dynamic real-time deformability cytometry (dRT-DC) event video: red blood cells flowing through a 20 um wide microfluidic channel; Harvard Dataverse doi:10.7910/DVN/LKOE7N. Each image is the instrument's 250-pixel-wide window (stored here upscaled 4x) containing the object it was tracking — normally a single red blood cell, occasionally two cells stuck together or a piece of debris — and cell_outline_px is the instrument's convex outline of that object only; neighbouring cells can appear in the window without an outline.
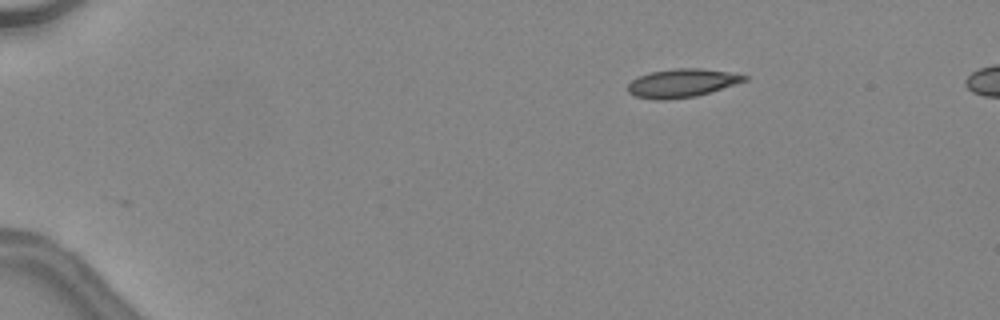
{"species": "common noctule bat (a hibernating species)", "species_latin": "Nyctalus noctula", "temperature_condition": "warm", "stored_images_in_passage": 39, "camera_frame_rate_fps": 3000, "um_per_image_px": 0.085, "animal": {"sex": "female", "body_mass_g": 24.6, "forearm_length_mm": 56.2}, "frame": {"image": 1, "passage_image": 1, "time_ms": 0.0, "image_size_px": [1000, 320], "cell_outline_px": [[748, 80], [696, 96], [668, 100], [656, 100], [636, 96], [628, 92], [628, 84], [632, 80], [648, 72], [672, 68], [700, 68], [728, 72], [748, 76]], "centroid_in_image_um": [57.94, 7.06], "position_along_channel_um": 27.1, "area_um2": 19.25}, "authors_computed_cell_mechanics": {"area_um2": 19.5364, "velocity_mm_per_s": 4.5648, "shape_relaxation_time_tau1_ms": null, "shape_relaxation_time_tau2_ms": 1.9149, "deformation_change_tau1": null, "deformation_change_tau2": 0.0859}}